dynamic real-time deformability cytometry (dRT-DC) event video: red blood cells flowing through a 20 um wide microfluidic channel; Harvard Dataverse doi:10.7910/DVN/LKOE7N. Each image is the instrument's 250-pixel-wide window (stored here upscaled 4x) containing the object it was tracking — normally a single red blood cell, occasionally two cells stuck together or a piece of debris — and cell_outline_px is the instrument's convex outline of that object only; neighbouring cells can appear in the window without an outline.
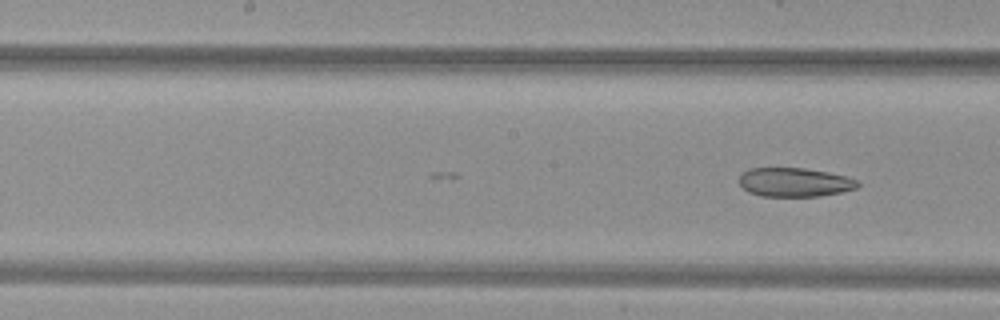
{"species": "common noctule bat (a hibernating species)", "species_latin": "Nyctalus noctula", "temperature_condition": "warm", "stored_images_in_passage": 27, "camera_frame_rate_fps": 3000, "um_per_image_px": 0.085, "animal": {"sex": "female", "body_mass_g": 29.2, "forearm_length_mm": 56.3}, "frame": {"image": 1, "passage_image": 27, "time_ms": 8.667, "image_size_px": [1000, 320], "cell_outline_px": [[860, 184], [856, 188], [840, 192], [820, 196], [760, 196], [748, 192], [740, 184], [740, 172], [748, 168], [804, 168], [828, 172], [848, 176], [860, 180]], "centroid_in_image_um": [67.55, 15.48], "position_along_channel_um": 180.7, "area_um2": 20.17}}